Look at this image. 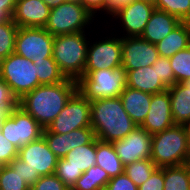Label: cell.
Listing matches in <instances>:
<instances>
[{"label":"cell","mask_w":190,"mask_h":190,"mask_svg":"<svg viewBox=\"0 0 190 190\" xmlns=\"http://www.w3.org/2000/svg\"><path fill=\"white\" fill-rule=\"evenodd\" d=\"M83 127H91V101L77 90L47 129L51 133L67 134Z\"/></svg>","instance_id":"10"},{"label":"cell","mask_w":190,"mask_h":190,"mask_svg":"<svg viewBox=\"0 0 190 190\" xmlns=\"http://www.w3.org/2000/svg\"><path fill=\"white\" fill-rule=\"evenodd\" d=\"M96 165L103 168L110 178L124 172V165L116 154L113 144L96 138Z\"/></svg>","instance_id":"24"},{"label":"cell","mask_w":190,"mask_h":190,"mask_svg":"<svg viewBox=\"0 0 190 190\" xmlns=\"http://www.w3.org/2000/svg\"><path fill=\"white\" fill-rule=\"evenodd\" d=\"M77 90V81L69 78L57 84L39 85L19 99L18 106L46 129Z\"/></svg>","instance_id":"1"},{"label":"cell","mask_w":190,"mask_h":190,"mask_svg":"<svg viewBox=\"0 0 190 190\" xmlns=\"http://www.w3.org/2000/svg\"><path fill=\"white\" fill-rule=\"evenodd\" d=\"M139 1H142V2H145V3L155 6L157 0H139Z\"/></svg>","instance_id":"49"},{"label":"cell","mask_w":190,"mask_h":190,"mask_svg":"<svg viewBox=\"0 0 190 190\" xmlns=\"http://www.w3.org/2000/svg\"><path fill=\"white\" fill-rule=\"evenodd\" d=\"M126 86L152 95L168 89L159 79L156 66L126 70Z\"/></svg>","instance_id":"19"},{"label":"cell","mask_w":190,"mask_h":190,"mask_svg":"<svg viewBox=\"0 0 190 190\" xmlns=\"http://www.w3.org/2000/svg\"><path fill=\"white\" fill-rule=\"evenodd\" d=\"M55 174L71 190L83 172L73 167L56 166Z\"/></svg>","instance_id":"40"},{"label":"cell","mask_w":190,"mask_h":190,"mask_svg":"<svg viewBox=\"0 0 190 190\" xmlns=\"http://www.w3.org/2000/svg\"><path fill=\"white\" fill-rule=\"evenodd\" d=\"M77 85L78 90L90 101L118 97L126 87V70L120 66L91 71L82 76Z\"/></svg>","instance_id":"7"},{"label":"cell","mask_w":190,"mask_h":190,"mask_svg":"<svg viewBox=\"0 0 190 190\" xmlns=\"http://www.w3.org/2000/svg\"><path fill=\"white\" fill-rule=\"evenodd\" d=\"M0 190H30V186L21 177L18 171L8 164L0 170Z\"/></svg>","instance_id":"32"},{"label":"cell","mask_w":190,"mask_h":190,"mask_svg":"<svg viewBox=\"0 0 190 190\" xmlns=\"http://www.w3.org/2000/svg\"><path fill=\"white\" fill-rule=\"evenodd\" d=\"M16 0H0V23L12 19L15 10Z\"/></svg>","instance_id":"44"},{"label":"cell","mask_w":190,"mask_h":190,"mask_svg":"<svg viewBox=\"0 0 190 190\" xmlns=\"http://www.w3.org/2000/svg\"><path fill=\"white\" fill-rule=\"evenodd\" d=\"M30 190H70L56 174L41 176Z\"/></svg>","instance_id":"36"},{"label":"cell","mask_w":190,"mask_h":190,"mask_svg":"<svg viewBox=\"0 0 190 190\" xmlns=\"http://www.w3.org/2000/svg\"><path fill=\"white\" fill-rule=\"evenodd\" d=\"M9 165L14 171H18L23 180H25L30 187L40 178L36 172H33L28 165L18 157H16Z\"/></svg>","instance_id":"41"},{"label":"cell","mask_w":190,"mask_h":190,"mask_svg":"<svg viewBox=\"0 0 190 190\" xmlns=\"http://www.w3.org/2000/svg\"><path fill=\"white\" fill-rule=\"evenodd\" d=\"M105 190H138L135 183L123 172L109 180Z\"/></svg>","instance_id":"43"},{"label":"cell","mask_w":190,"mask_h":190,"mask_svg":"<svg viewBox=\"0 0 190 190\" xmlns=\"http://www.w3.org/2000/svg\"><path fill=\"white\" fill-rule=\"evenodd\" d=\"M0 106L9 114L18 106L17 98L12 94L8 84L0 77Z\"/></svg>","instance_id":"38"},{"label":"cell","mask_w":190,"mask_h":190,"mask_svg":"<svg viewBox=\"0 0 190 190\" xmlns=\"http://www.w3.org/2000/svg\"><path fill=\"white\" fill-rule=\"evenodd\" d=\"M154 9L151 4L134 0L116 9L103 23L121 37H140Z\"/></svg>","instance_id":"9"},{"label":"cell","mask_w":190,"mask_h":190,"mask_svg":"<svg viewBox=\"0 0 190 190\" xmlns=\"http://www.w3.org/2000/svg\"><path fill=\"white\" fill-rule=\"evenodd\" d=\"M159 56L170 58L190 46V24L182 21L159 43L155 44Z\"/></svg>","instance_id":"21"},{"label":"cell","mask_w":190,"mask_h":190,"mask_svg":"<svg viewBox=\"0 0 190 190\" xmlns=\"http://www.w3.org/2000/svg\"><path fill=\"white\" fill-rule=\"evenodd\" d=\"M110 179L103 168L94 165L77 179L71 190H104Z\"/></svg>","instance_id":"25"},{"label":"cell","mask_w":190,"mask_h":190,"mask_svg":"<svg viewBox=\"0 0 190 190\" xmlns=\"http://www.w3.org/2000/svg\"><path fill=\"white\" fill-rule=\"evenodd\" d=\"M155 9L167 12L190 24V0H157Z\"/></svg>","instance_id":"31"},{"label":"cell","mask_w":190,"mask_h":190,"mask_svg":"<svg viewBox=\"0 0 190 190\" xmlns=\"http://www.w3.org/2000/svg\"><path fill=\"white\" fill-rule=\"evenodd\" d=\"M18 28L12 19L0 23V61L15 52V37Z\"/></svg>","instance_id":"30"},{"label":"cell","mask_w":190,"mask_h":190,"mask_svg":"<svg viewBox=\"0 0 190 190\" xmlns=\"http://www.w3.org/2000/svg\"><path fill=\"white\" fill-rule=\"evenodd\" d=\"M93 32L84 31L54 37L52 57L66 78L78 81L83 76L87 48Z\"/></svg>","instance_id":"3"},{"label":"cell","mask_w":190,"mask_h":190,"mask_svg":"<svg viewBox=\"0 0 190 190\" xmlns=\"http://www.w3.org/2000/svg\"><path fill=\"white\" fill-rule=\"evenodd\" d=\"M54 36L42 27H19L15 53L31 61L52 57Z\"/></svg>","instance_id":"11"},{"label":"cell","mask_w":190,"mask_h":190,"mask_svg":"<svg viewBox=\"0 0 190 190\" xmlns=\"http://www.w3.org/2000/svg\"><path fill=\"white\" fill-rule=\"evenodd\" d=\"M156 168L151 158H148L125 165L124 173L139 187L148 180Z\"/></svg>","instance_id":"28"},{"label":"cell","mask_w":190,"mask_h":190,"mask_svg":"<svg viewBox=\"0 0 190 190\" xmlns=\"http://www.w3.org/2000/svg\"><path fill=\"white\" fill-rule=\"evenodd\" d=\"M137 126L119 96L91 101V128L98 140L112 143L125 138Z\"/></svg>","instance_id":"2"},{"label":"cell","mask_w":190,"mask_h":190,"mask_svg":"<svg viewBox=\"0 0 190 190\" xmlns=\"http://www.w3.org/2000/svg\"><path fill=\"white\" fill-rule=\"evenodd\" d=\"M34 64H36V75L40 85L57 84L67 79L53 57L44 58L41 61L37 60Z\"/></svg>","instance_id":"27"},{"label":"cell","mask_w":190,"mask_h":190,"mask_svg":"<svg viewBox=\"0 0 190 190\" xmlns=\"http://www.w3.org/2000/svg\"><path fill=\"white\" fill-rule=\"evenodd\" d=\"M134 0H108V17L119 7L127 5Z\"/></svg>","instance_id":"45"},{"label":"cell","mask_w":190,"mask_h":190,"mask_svg":"<svg viewBox=\"0 0 190 190\" xmlns=\"http://www.w3.org/2000/svg\"><path fill=\"white\" fill-rule=\"evenodd\" d=\"M164 167H157L151 176L142 185L138 187V190H163L164 188Z\"/></svg>","instance_id":"42"},{"label":"cell","mask_w":190,"mask_h":190,"mask_svg":"<svg viewBox=\"0 0 190 190\" xmlns=\"http://www.w3.org/2000/svg\"><path fill=\"white\" fill-rule=\"evenodd\" d=\"M181 22L174 15L154 9L140 37L150 43L157 44Z\"/></svg>","instance_id":"18"},{"label":"cell","mask_w":190,"mask_h":190,"mask_svg":"<svg viewBox=\"0 0 190 190\" xmlns=\"http://www.w3.org/2000/svg\"><path fill=\"white\" fill-rule=\"evenodd\" d=\"M45 4H47L51 9L58 7L62 3L68 1V0H42Z\"/></svg>","instance_id":"46"},{"label":"cell","mask_w":190,"mask_h":190,"mask_svg":"<svg viewBox=\"0 0 190 190\" xmlns=\"http://www.w3.org/2000/svg\"><path fill=\"white\" fill-rule=\"evenodd\" d=\"M102 25L101 28L99 26L95 29L92 33L93 37H90L83 76L91 71L122 66L121 36L114 34L105 24Z\"/></svg>","instance_id":"5"},{"label":"cell","mask_w":190,"mask_h":190,"mask_svg":"<svg viewBox=\"0 0 190 190\" xmlns=\"http://www.w3.org/2000/svg\"><path fill=\"white\" fill-rule=\"evenodd\" d=\"M173 125H175V123L172 117L168 89L153 94L151 97L149 112L140 127L146 130L149 134L154 135Z\"/></svg>","instance_id":"16"},{"label":"cell","mask_w":190,"mask_h":190,"mask_svg":"<svg viewBox=\"0 0 190 190\" xmlns=\"http://www.w3.org/2000/svg\"><path fill=\"white\" fill-rule=\"evenodd\" d=\"M79 2L98 20L102 19V23L108 19V0H79Z\"/></svg>","instance_id":"37"},{"label":"cell","mask_w":190,"mask_h":190,"mask_svg":"<svg viewBox=\"0 0 190 190\" xmlns=\"http://www.w3.org/2000/svg\"><path fill=\"white\" fill-rule=\"evenodd\" d=\"M16 157H18V148L8 141L0 131V163L8 165Z\"/></svg>","instance_id":"39"},{"label":"cell","mask_w":190,"mask_h":190,"mask_svg":"<svg viewBox=\"0 0 190 190\" xmlns=\"http://www.w3.org/2000/svg\"><path fill=\"white\" fill-rule=\"evenodd\" d=\"M98 21L79 0H68L58 7L51 9L44 28L55 37L84 31H94L92 30L96 29L94 27H99L102 24L101 20ZM91 25L94 27L92 26L91 28Z\"/></svg>","instance_id":"6"},{"label":"cell","mask_w":190,"mask_h":190,"mask_svg":"<svg viewBox=\"0 0 190 190\" xmlns=\"http://www.w3.org/2000/svg\"><path fill=\"white\" fill-rule=\"evenodd\" d=\"M163 190H190V166L164 167Z\"/></svg>","instance_id":"26"},{"label":"cell","mask_w":190,"mask_h":190,"mask_svg":"<svg viewBox=\"0 0 190 190\" xmlns=\"http://www.w3.org/2000/svg\"><path fill=\"white\" fill-rule=\"evenodd\" d=\"M174 72L175 84L190 79V46L169 58Z\"/></svg>","instance_id":"29"},{"label":"cell","mask_w":190,"mask_h":190,"mask_svg":"<svg viewBox=\"0 0 190 190\" xmlns=\"http://www.w3.org/2000/svg\"><path fill=\"white\" fill-rule=\"evenodd\" d=\"M185 127H186L187 134H188V145H189V148H190V123L185 125Z\"/></svg>","instance_id":"48"},{"label":"cell","mask_w":190,"mask_h":190,"mask_svg":"<svg viewBox=\"0 0 190 190\" xmlns=\"http://www.w3.org/2000/svg\"><path fill=\"white\" fill-rule=\"evenodd\" d=\"M94 165H96V138L89 144L74 148L57 162V166L73 167L83 173Z\"/></svg>","instance_id":"23"},{"label":"cell","mask_w":190,"mask_h":190,"mask_svg":"<svg viewBox=\"0 0 190 190\" xmlns=\"http://www.w3.org/2000/svg\"><path fill=\"white\" fill-rule=\"evenodd\" d=\"M171 101L172 117L175 124L190 123V89L183 83H176L168 88Z\"/></svg>","instance_id":"22"},{"label":"cell","mask_w":190,"mask_h":190,"mask_svg":"<svg viewBox=\"0 0 190 190\" xmlns=\"http://www.w3.org/2000/svg\"><path fill=\"white\" fill-rule=\"evenodd\" d=\"M119 97L124 110L140 126L149 112L152 94L126 86Z\"/></svg>","instance_id":"20"},{"label":"cell","mask_w":190,"mask_h":190,"mask_svg":"<svg viewBox=\"0 0 190 190\" xmlns=\"http://www.w3.org/2000/svg\"><path fill=\"white\" fill-rule=\"evenodd\" d=\"M1 132L19 149L38 140L42 136L43 128L31 115L17 106L4 118Z\"/></svg>","instance_id":"12"},{"label":"cell","mask_w":190,"mask_h":190,"mask_svg":"<svg viewBox=\"0 0 190 190\" xmlns=\"http://www.w3.org/2000/svg\"><path fill=\"white\" fill-rule=\"evenodd\" d=\"M36 74V64L15 52L0 61V77L17 100L40 85Z\"/></svg>","instance_id":"8"},{"label":"cell","mask_w":190,"mask_h":190,"mask_svg":"<svg viewBox=\"0 0 190 190\" xmlns=\"http://www.w3.org/2000/svg\"><path fill=\"white\" fill-rule=\"evenodd\" d=\"M112 144L125 166L138 160L150 158L152 135L142 127L137 126L125 138L116 140Z\"/></svg>","instance_id":"13"},{"label":"cell","mask_w":190,"mask_h":190,"mask_svg":"<svg viewBox=\"0 0 190 190\" xmlns=\"http://www.w3.org/2000/svg\"><path fill=\"white\" fill-rule=\"evenodd\" d=\"M8 115V113L0 106V131L2 124L4 122V118Z\"/></svg>","instance_id":"47"},{"label":"cell","mask_w":190,"mask_h":190,"mask_svg":"<svg viewBox=\"0 0 190 190\" xmlns=\"http://www.w3.org/2000/svg\"><path fill=\"white\" fill-rule=\"evenodd\" d=\"M152 66H156L158 77L167 88L175 84L174 72L169 58L159 56Z\"/></svg>","instance_id":"35"},{"label":"cell","mask_w":190,"mask_h":190,"mask_svg":"<svg viewBox=\"0 0 190 190\" xmlns=\"http://www.w3.org/2000/svg\"><path fill=\"white\" fill-rule=\"evenodd\" d=\"M122 67L134 70L145 66H152L158 59L156 45L141 37H121Z\"/></svg>","instance_id":"15"},{"label":"cell","mask_w":190,"mask_h":190,"mask_svg":"<svg viewBox=\"0 0 190 190\" xmlns=\"http://www.w3.org/2000/svg\"><path fill=\"white\" fill-rule=\"evenodd\" d=\"M51 8L42 0H16L12 20L18 27L44 28Z\"/></svg>","instance_id":"17"},{"label":"cell","mask_w":190,"mask_h":190,"mask_svg":"<svg viewBox=\"0 0 190 190\" xmlns=\"http://www.w3.org/2000/svg\"><path fill=\"white\" fill-rule=\"evenodd\" d=\"M42 136L46 140L49 149L58 159L64 158L68 153L66 134L51 133L47 128L43 129Z\"/></svg>","instance_id":"34"},{"label":"cell","mask_w":190,"mask_h":190,"mask_svg":"<svg viewBox=\"0 0 190 190\" xmlns=\"http://www.w3.org/2000/svg\"><path fill=\"white\" fill-rule=\"evenodd\" d=\"M94 130L91 127H83L66 134L68 152L74 148L91 143L95 139Z\"/></svg>","instance_id":"33"},{"label":"cell","mask_w":190,"mask_h":190,"mask_svg":"<svg viewBox=\"0 0 190 190\" xmlns=\"http://www.w3.org/2000/svg\"><path fill=\"white\" fill-rule=\"evenodd\" d=\"M183 84L190 89V79L183 82Z\"/></svg>","instance_id":"50"},{"label":"cell","mask_w":190,"mask_h":190,"mask_svg":"<svg viewBox=\"0 0 190 190\" xmlns=\"http://www.w3.org/2000/svg\"><path fill=\"white\" fill-rule=\"evenodd\" d=\"M190 148L185 125L175 124L168 129L152 135L150 158L159 167L188 164Z\"/></svg>","instance_id":"4"},{"label":"cell","mask_w":190,"mask_h":190,"mask_svg":"<svg viewBox=\"0 0 190 190\" xmlns=\"http://www.w3.org/2000/svg\"><path fill=\"white\" fill-rule=\"evenodd\" d=\"M18 158L40 177L54 174L58 162L43 136L19 148Z\"/></svg>","instance_id":"14"}]
</instances>
